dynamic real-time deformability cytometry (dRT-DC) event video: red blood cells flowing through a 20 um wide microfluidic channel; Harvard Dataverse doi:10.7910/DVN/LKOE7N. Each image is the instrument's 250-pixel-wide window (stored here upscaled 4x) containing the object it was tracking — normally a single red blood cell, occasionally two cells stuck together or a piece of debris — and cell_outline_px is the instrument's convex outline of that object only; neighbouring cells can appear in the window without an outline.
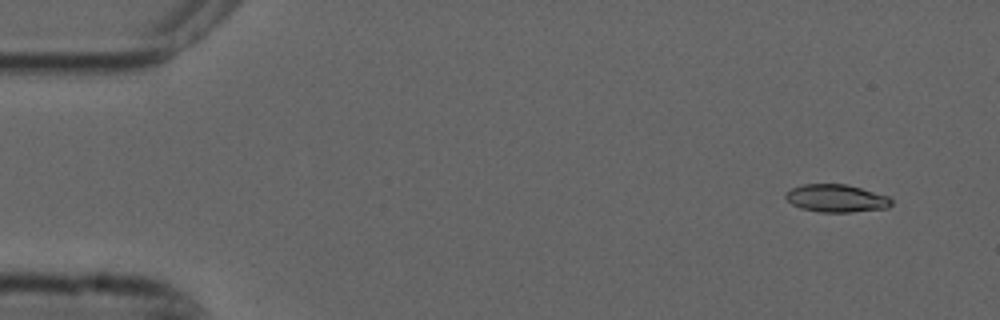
{"species": "common noctule bat (a hibernating species)", "species_latin": "Nyctalus noctula", "temperature_condition": "cold", "stored_images_in_passage": 5, "camera_frame_rate_fps": 3000, "um_per_image_px": 0.085, "animal": {"sex": "male", "forearm_length_mm": 52.5}, "frame": {"image": 1, "passage_image": 1, "time_ms": 0.0, "image_size_px": [1000, 320], "cell_outline_px": [[892, 204], [888, 208], [852, 212], [820, 212], [800, 208], [792, 204], [784, 196], [784, 192], [792, 188], [804, 184], [848, 184], [888, 196], [892, 200]], "centroid_in_image_um": [71.08, 16.85], "position_along_channel_um": 13.9, "area_um2": 17.17}}